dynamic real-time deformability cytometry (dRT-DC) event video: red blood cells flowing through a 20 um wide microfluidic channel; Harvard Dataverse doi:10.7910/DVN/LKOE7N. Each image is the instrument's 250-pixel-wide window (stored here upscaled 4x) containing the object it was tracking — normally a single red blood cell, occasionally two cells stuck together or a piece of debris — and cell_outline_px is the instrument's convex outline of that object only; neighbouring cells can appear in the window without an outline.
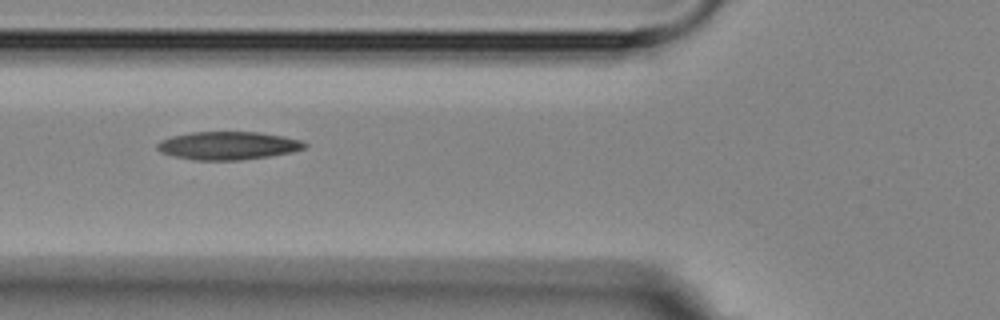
{"species": "Egyptian fruit bat (a non-hibernating species)", "species_latin": "Rousettus aegyptiacus", "temperature_condition": "room temperature", "stored_images_in_passage": 12, "segment_of_instrument_passage": [1, 2], "camera_frame_rate_fps": 3000, "um_per_image_px": 0.085, "animal": {"sex": "female"}, "frame": {"image": 1, "passage_image": 4, "time_ms": 4.333, "image_size_px": [1000, 320], "cell_outline_px": [[308, 144], [304, 148], [292, 152], [268, 156], [240, 160], [192, 160], [160, 152], [156, 148], [156, 144], [160, 140], [172, 136], [192, 132], [260, 132], [284, 136], [300, 140]], "centroid_in_image_um": [19.37, 12.37], "position_along_channel_um": 106.4, "area_um2": 24.1}}
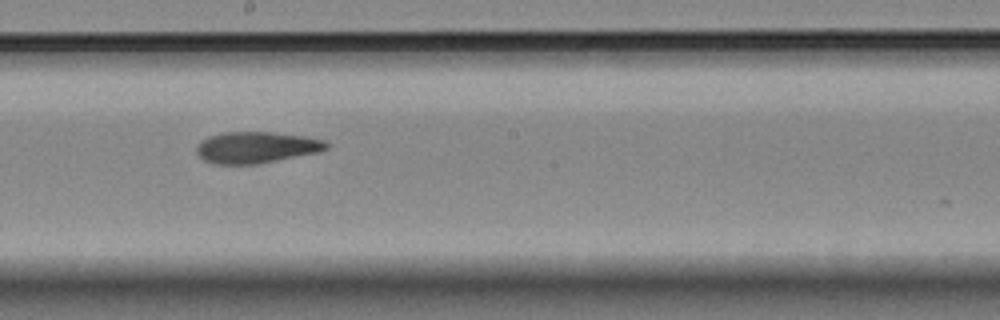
{"frame": {"image": 2, "passage_image": 7, "time_ms": 7.667, "image_size_px": [1000, 320], "cell_outline_px": [[328, 148], [320, 152], [256, 164], [212, 164], [204, 160], [196, 152], [196, 148], [208, 136], [224, 132], [272, 132], [304, 136], [324, 140], [328, 144]], "centroid_in_image_um": [21.8, 12.53], "position_along_channel_um": 226.4, "area_um2": 23.64}}
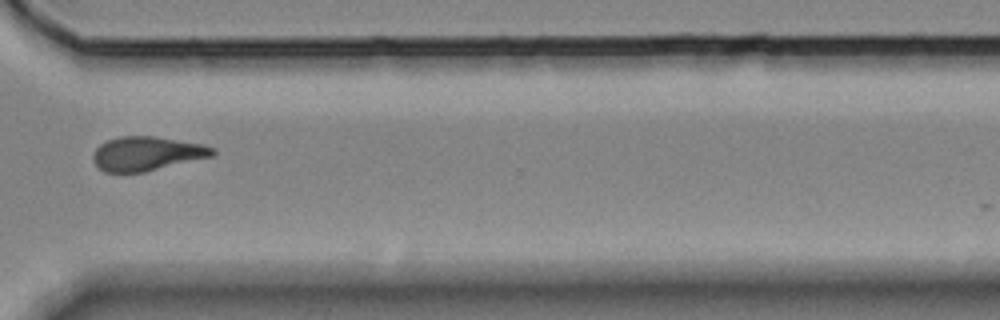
{"frame": {"image": 3, "passage_image": 10, "time_ms": 11.333, "image_size_px": [1000, 320], "cell_outline_px": [[216, 152], [212, 156], [144, 172], [104, 172], [92, 160], [92, 156], [96, 148], [100, 144], [108, 140], [120, 136], [156, 136], [204, 144], [216, 148]], "centroid_in_image_um": [12.49, 13.04], "position_along_channel_um": 358.1, "area_um2": 23.76}}